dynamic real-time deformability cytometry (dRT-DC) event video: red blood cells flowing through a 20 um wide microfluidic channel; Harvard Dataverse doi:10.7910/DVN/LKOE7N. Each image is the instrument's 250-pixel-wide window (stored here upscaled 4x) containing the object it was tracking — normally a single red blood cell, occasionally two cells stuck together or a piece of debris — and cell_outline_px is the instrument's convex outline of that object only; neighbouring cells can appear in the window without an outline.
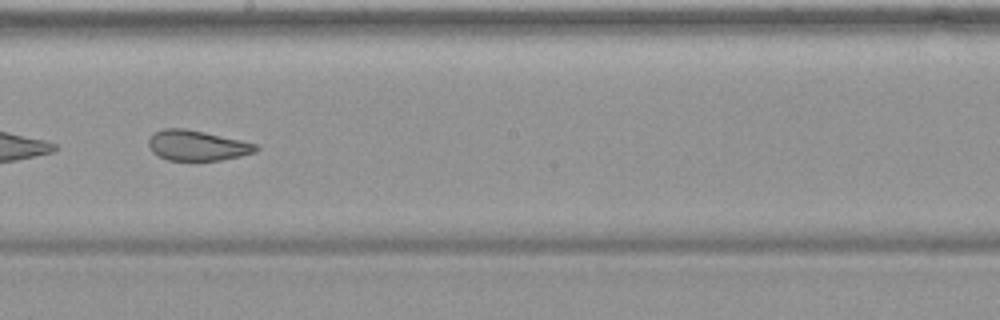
{"species": "common noctule bat (a hibernating species)", "species_latin": "Nyctalus noctula", "temperature_condition": "warm", "stored_images_in_passage": 53, "camera_frame_rate_fps": 3000, "um_per_image_px": 0.085, "animal": {"sex": "female", "body_mass_g": 19.9}, "frame": {"image": 1, "passage_image": 31, "time_ms": 10.0, "image_size_px": [1000, 320], "cell_outline_px": [[260, 148], [256, 152], [240, 156], [220, 160], [168, 160], [152, 152], [148, 144], [148, 140], [156, 132], [164, 128], [184, 128], [204, 132], [240, 140], [256, 144]], "centroid_in_image_um": [16.76, 12.37], "position_along_channel_um": 231.4, "area_um2": 18.73}, "authors_computed_cell_mechanics": {"area_um2": 24.3916, "velocity_mm_per_s": 3.7259, "shape_relaxation_time_tau1_ms": 6.8039, "shape_relaxation_time_tau2_ms": 1.321, "deformation_change_tau1": 0.1409, "deformation_change_tau2": 0.0805}}